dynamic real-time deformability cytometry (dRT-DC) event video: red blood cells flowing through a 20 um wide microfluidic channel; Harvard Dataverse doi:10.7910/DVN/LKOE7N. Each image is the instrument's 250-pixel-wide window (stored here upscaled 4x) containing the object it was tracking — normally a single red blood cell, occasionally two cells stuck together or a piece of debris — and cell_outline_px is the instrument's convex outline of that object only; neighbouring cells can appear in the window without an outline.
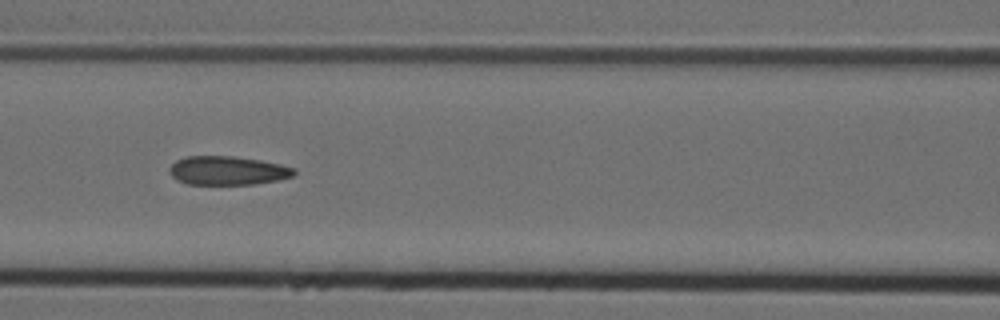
{"species": "Egyptian fruit bat (a non-hibernating species)", "species_latin": "Rousettus aegyptiacus", "temperature_condition": "cold", "stored_images_in_passage": 11, "segment_of_instrument_passage": [1, 2], "camera_frame_rate_fps": 3000, "um_per_image_px": 0.085, "animal": {"sex": "female"}, "frame": {"image": 1, "passage_image": 8, "time_ms": 2.333, "image_size_px": [1000, 320], "cell_outline_px": [[296, 172], [292, 176], [280, 180], [256, 184], [188, 184], [172, 176], [168, 172], [168, 168], [176, 160], [188, 156], [232, 156], [260, 160], [280, 164], [296, 168]], "centroid_in_image_um": [19.37, 14.5], "position_along_channel_um": 147.2, "area_um2": 20.92}}
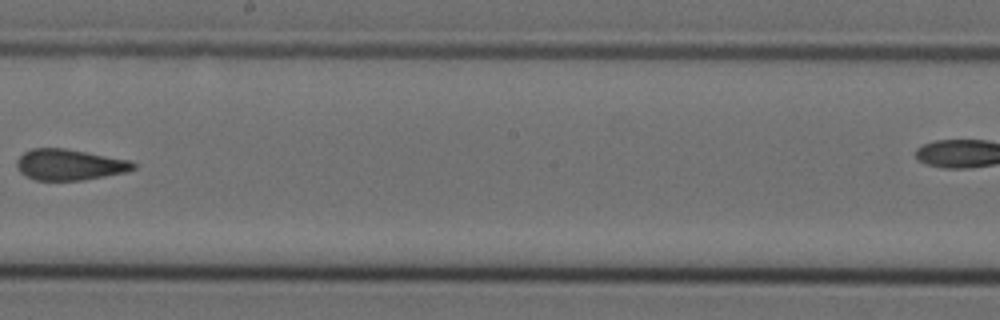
{"frame": {"image": 2, "passage_image": 10, "time_ms": 3.0, "image_size_px": [1000, 320], "cell_outline_px": [[136, 168], [128, 172], [84, 180], [36, 180], [24, 176], [16, 168], [16, 160], [24, 152], [32, 148], [64, 148], [128, 160], [136, 164]], "centroid_in_image_um": [5.88, 14.01], "position_along_channel_um": 242.3, "area_um2": 21.1}}